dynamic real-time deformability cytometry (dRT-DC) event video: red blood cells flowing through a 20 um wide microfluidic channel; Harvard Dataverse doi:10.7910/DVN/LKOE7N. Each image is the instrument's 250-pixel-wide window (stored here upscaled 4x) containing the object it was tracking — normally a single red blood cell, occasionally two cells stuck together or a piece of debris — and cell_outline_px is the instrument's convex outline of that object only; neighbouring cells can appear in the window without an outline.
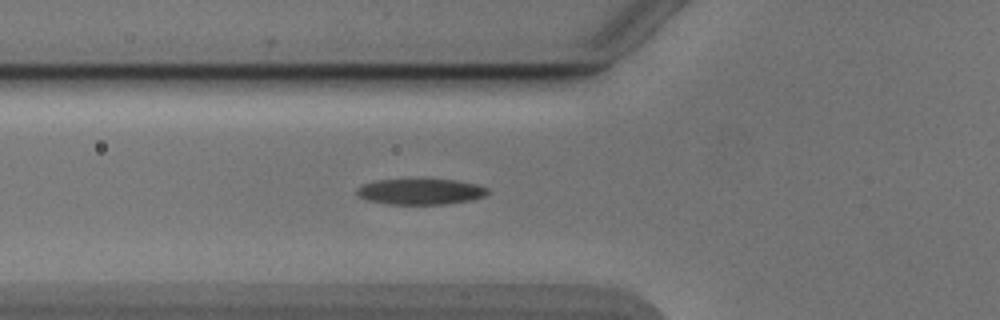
{"species": "Egyptian fruit bat (a non-hibernating species)", "species_latin": "Rousettus aegyptiacus", "temperature_condition": "cold", "stored_images_in_passage": 35, "camera_frame_rate_fps": 3000, "um_per_image_px": 0.085, "animal": {"sex": "male"}, "frame": {"image": 1, "passage_image": 2, "time_ms": 0.333, "image_size_px": [1000, 320], "cell_outline_px": [[488, 192], [484, 196], [472, 200], [448, 204], [388, 204], [368, 200], [360, 196], [356, 192], [356, 188], [364, 184], [376, 180], [456, 180], [480, 184], [488, 188]], "centroid_in_image_um": [35.79, 16.29], "position_along_channel_um": 90.0, "area_um2": 19.59}}
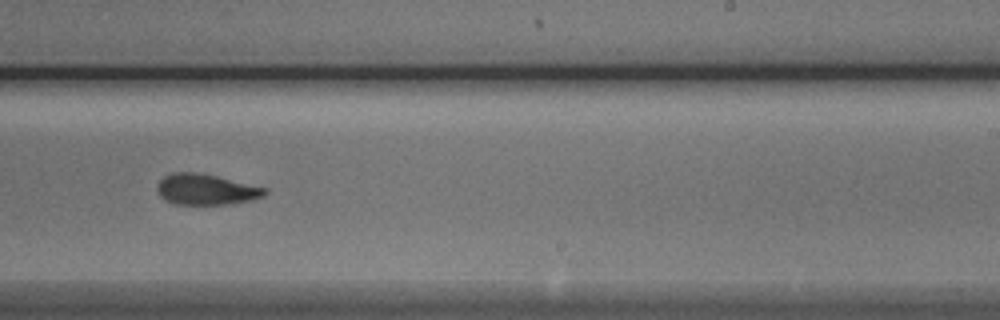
{"frame": {"image": 2, "passage_image": 16, "time_ms": 5.0, "image_size_px": [1000, 320], "cell_outline_px": [[268, 192], [264, 196], [252, 200], [228, 204], [176, 204], [164, 200], [160, 196], [156, 188], [156, 184], [164, 176], [172, 172], [196, 172], [216, 176], [268, 188]], "centroid_in_image_um": [17.5, 16.1], "position_along_channel_um": 271.5, "area_um2": 19.42}}
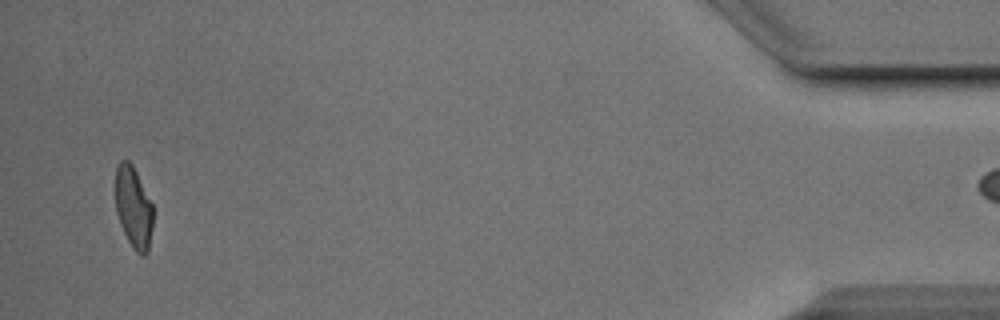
{"frame": {"image": 3, "passage_image": 34, "time_ms": 11.0, "image_size_px": [1000, 320], "cell_outline_px": [[152, 228], [148, 252], [144, 256], [140, 256], [132, 248], [120, 224], [116, 212], [116, 164], [120, 160], [128, 160], [132, 164], [152, 204]], "centroid_in_image_um": [11.34, 17.65], "position_along_channel_um": 423.9, "area_um2": 17.8}}